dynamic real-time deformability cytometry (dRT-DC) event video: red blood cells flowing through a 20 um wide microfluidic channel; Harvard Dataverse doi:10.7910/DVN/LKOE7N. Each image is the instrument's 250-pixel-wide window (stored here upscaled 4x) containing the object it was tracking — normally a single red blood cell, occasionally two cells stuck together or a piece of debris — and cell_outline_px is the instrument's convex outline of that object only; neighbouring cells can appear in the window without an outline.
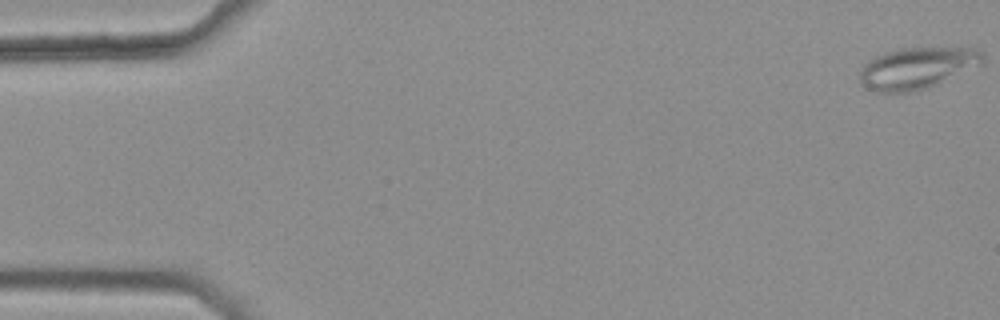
{"species": "common noctule bat (a hibernating species)", "species_latin": "Nyctalus noctula", "temperature_condition": "warm", "stored_images_in_passage": 48, "camera_frame_rate_fps": 3000, "um_per_image_px": 0.085, "animal": {"sex": "female", "body_mass_g": 25.1}, "frame": {"image": 1, "passage_image": 1, "time_ms": 0.0, "image_size_px": [1000, 320], "cell_outline_px": [[984, 64], [928, 88], [908, 92], [876, 92], [860, 84], [860, 72], [864, 64], [876, 56], [884, 52], [900, 48], [980, 48], [984, 52]], "centroid_in_image_um": [78.0, 5.78], "position_along_channel_um": 7.0, "area_um2": 29.94}}
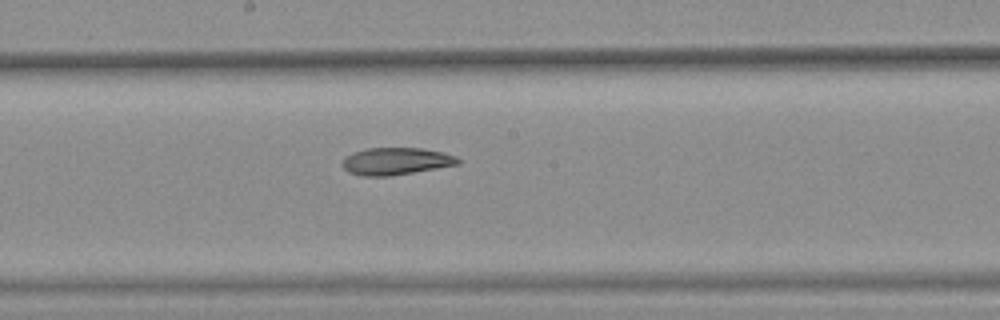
{"frame": {"image": 2, "passage_image": 29, "time_ms": 9.333, "image_size_px": [1000, 320], "cell_outline_px": [[460, 164], [388, 176], [364, 176], [348, 172], [340, 164], [340, 160], [344, 156], [368, 148], [424, 148], [456, 156], [460, 160]], "centroid_in_image_um": [33.61, 13.7], "position_along_channel_um": 214.6, "area_um2": 18.26}}
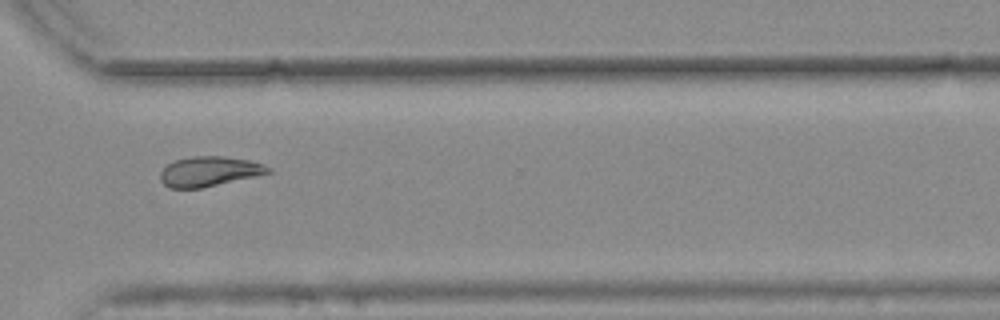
{"frame": {"image": 3, "passage_image": 40, "time_ms": 13.0, "image_size_px": [1000, 320], "cell_outline_px": [[272, 172], [200, 188], [168, 188], [160, 180], [160, 172], [168, 164], [176, 160], [192, 156], [224, 156], [248, 160], [264, 164], [272, 168]], "centroid_in_image_um": [17.78, 14.56], "position_along_channel_um": 352.8, "area_um2": 18.61}, "authors_computed_cell_mechanics": {"area_um2": 19.4786, "velocity_mm_per_s": 3.7597, "shape_relaxation_time_tau1_ms": null, "shape_relaxation_time_tau2_ms": 11.3009, "deformation_change_tau1": null, "deformation_change_tau2": 0.1753}}